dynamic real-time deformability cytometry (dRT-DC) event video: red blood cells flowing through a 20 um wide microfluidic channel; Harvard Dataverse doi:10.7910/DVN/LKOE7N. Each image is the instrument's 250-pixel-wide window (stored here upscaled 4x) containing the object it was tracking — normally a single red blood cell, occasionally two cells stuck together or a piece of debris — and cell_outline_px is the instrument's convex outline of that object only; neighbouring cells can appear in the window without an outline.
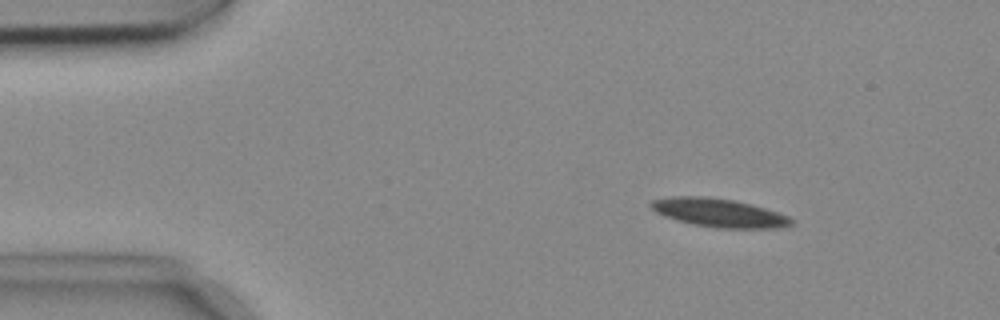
{"species": "common noctule bat (a hibernating species)", "species_latin": "Nyctalus noctula", "temperature_condition": "cold", "stored_images_in_passage": 53, "camera_frame_rate_fps": 3000, "um_per_image_px": 0.085, "animal": {"sex": "female", "body_mass_g": 18.4}, "frame": {"image": 1, "passage_image": 6, "time_ms": 1.667, "image_size_px": [1000, 320], "cell_outline_px": [[792, 224], [776, 228], [716, 228], [692, 224], [676, 220], [664, 216], [656, 212], [648, 204], [652, 200], [672, 196], [708, 196], [732, 200], [752, 204], [788, 216], [792, 220]], "centroid_in_image_um": [61.06, 18.08], "position_along_channel_um": 23.9, "area_um2": 23.24}}
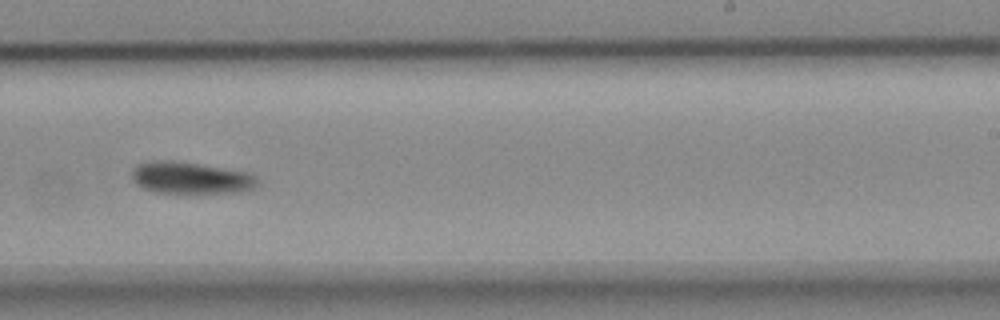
{"frame": {"image": 2, "passage_image": 32, "time_ms": 10.333, "image_size_px": [1000, 320], "cell_outline_px": [[260, 184], [252, 188], [240, 192], [188, 196], [156, 192], [144, 188], [136, 184], [132, 180], [132, 168], [136, 164], [148, 160], [172, 160], [248, 172], [256, 176]], "centroid_in_image_um": [16.19, 15.16], "position_along_channel_um": 272.8, "area_um2": 24.45}}
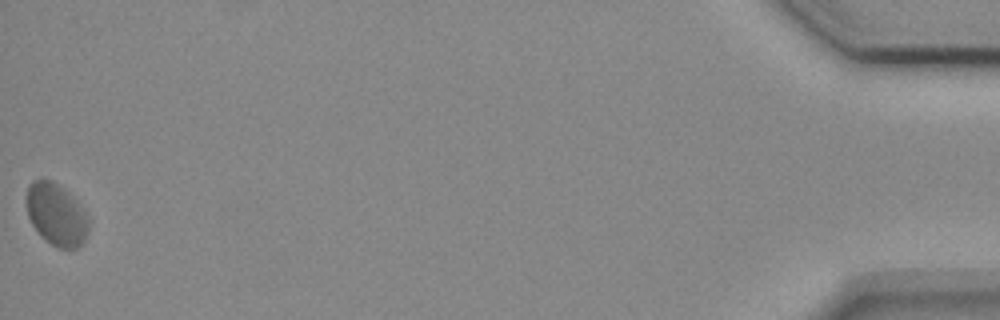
{"frame": {"image": 3, "passage_image": 53, "time_ms": 17.333, "image_size_px": [1000, 320], "cell_outline_px": [[88, 232], [84, 240], [76, 248], [56, 248], [40, 236], [32, 224], [28, 216], [28, 184], [32, 180], [52, 180], [64, 188], [84, 212], [88, 220]], "centroid_in_image_um": [4.77, 18.25], "position_along_channel_um": 430.4, "area_um2": 22.02}, "authors_computed_cell_mechanics": {"area_um2": 23.1778, "velocity_mm_per_s": 3.6526, "shape_relaxation_time_tau1_ms": 11.0377, "shape_relaxation_time_tau2_ms": null, "deformation_change_tau1": 0.149, "deformation_change_tau2": null}}